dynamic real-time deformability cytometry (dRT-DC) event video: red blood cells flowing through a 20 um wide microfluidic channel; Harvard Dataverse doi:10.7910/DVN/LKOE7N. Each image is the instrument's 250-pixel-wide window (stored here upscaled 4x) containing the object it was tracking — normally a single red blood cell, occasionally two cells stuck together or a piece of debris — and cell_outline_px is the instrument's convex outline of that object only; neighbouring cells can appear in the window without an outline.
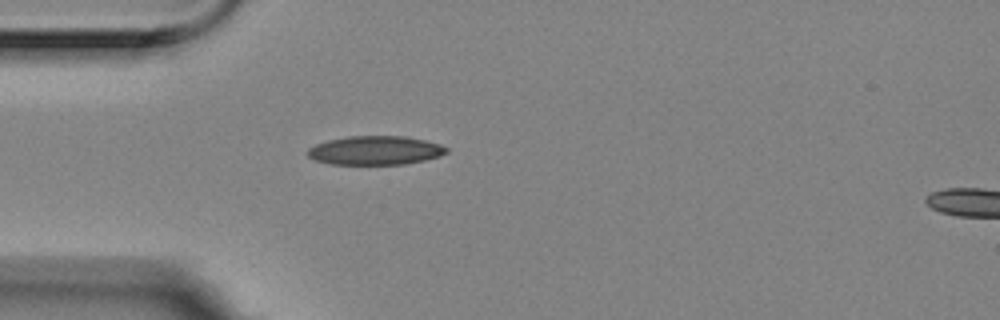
{"species": "Egyptian fruit bat (a non-hibernating species)", "species_latin": "Rousettus aegyptiacus", "temperature_condition": "room temperature", "stored_images_in_passage": 1, "camera_frame_rate_fps": 3000, "um_per_image_px": 0.085, "animal": {"sex": "female"}, "frame": {"image": 1, "passage_image": 1, "time_ms": 0.0, "image_size_px": [1000, 320], "cell_outline_px": [[448, 152], [440, 156], [424, 160], [404, 164], [332, 164], [312, 160], [308, 156], [308, 148], [316, 144], [328, 140], [348, 136], [404, 136], [424, 140], [440, 144], [448, 148]], "centroid_in_image_um": [31.89, 12.78], "position_along_channel_um": 53.1, "area_um2": 23.35}}